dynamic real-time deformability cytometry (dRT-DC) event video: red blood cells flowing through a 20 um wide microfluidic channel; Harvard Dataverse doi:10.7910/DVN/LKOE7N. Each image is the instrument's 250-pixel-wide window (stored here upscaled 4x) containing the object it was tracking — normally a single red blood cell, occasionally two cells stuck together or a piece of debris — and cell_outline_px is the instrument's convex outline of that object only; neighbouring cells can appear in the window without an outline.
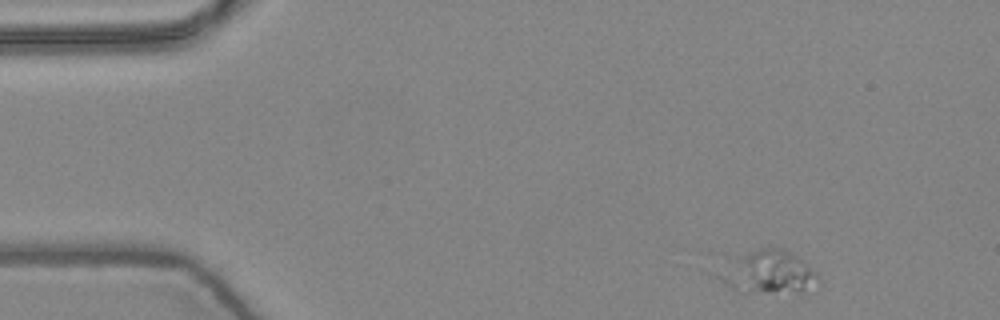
{"species": "common noctule bat (a hibernating species)", "species_latin": "Nyctalus noctula", "temperature_condition": "warm", "stored_images_in_passage": 8, "camera_frame_rate_fps": 3000, "um_per_image_px": 0.085, "animal": {"sex": "female", "body_mass_g": 24.6, "forearm_length_mm": 56.2}, "frame": {"image": 1, "passage_image": 1, "time_ms": 0.0, "image_size_px": [1000, 320], "cell_outline_px": [[820, 280], [800, 292], [748, 292], [732, 288], [724, 284], [716, 276], [736, 256], [760, 248], [784, 248], [812, 268], [820, 276]], "centroid_in_image_um": [65.31, 23.13], "position_along_channel_um": 19.7, "area_um2": 24.22}}
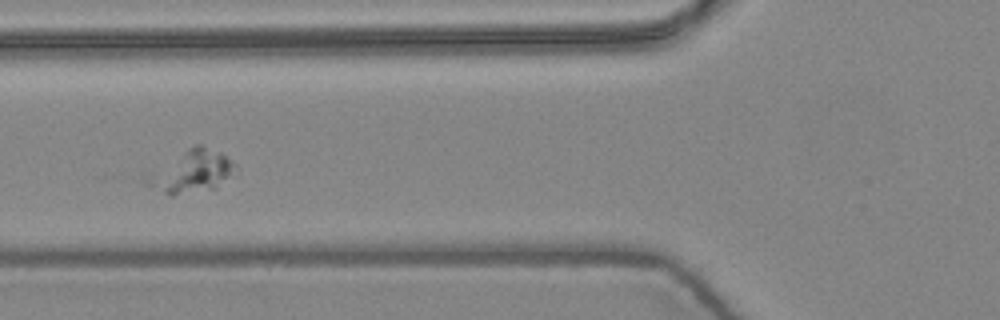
{"frame": {"image": 2, "passage_image": 5, "time_ms": 1.333, "image_size_px": [1000, 320], "cell_outline_px": [[240, 168], [216, 188], [172, 196], [168, 196], [144, 184], [144, 180], [188, 148], [196, 144], [204, 144], [220, 152], [236, 164]], "centroid_in_image_um": [16.37, 14.6], "position_along_channel_um": 109.4, "area_um2": 21.44}}
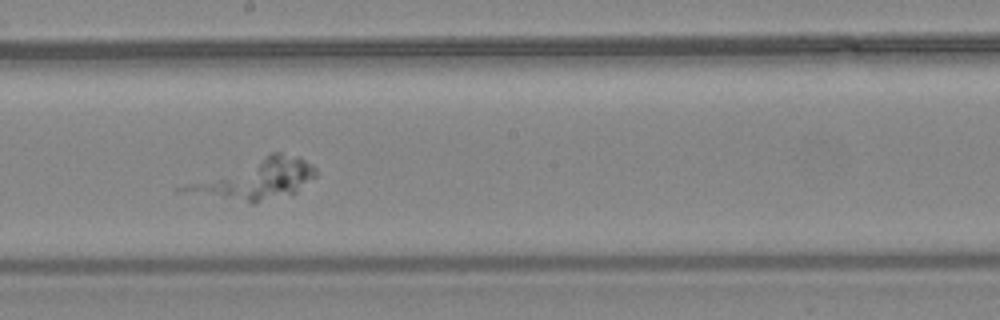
{"frame": {"image": 3, "passage_image": 8, "time_ms": 2.333, "image_size_px": [1000, 320], "cell_outline_px": [[316, 176], [292, 196], [256, 204], [252, 204], [176, 192], [172, 188], [272, 152], [280, 152], [300, 156], [316, 168]], "centroid_in_image_um": [21.68, 15.29], "position_along_channel_um": 226.5, "area_um2": 31.79}}